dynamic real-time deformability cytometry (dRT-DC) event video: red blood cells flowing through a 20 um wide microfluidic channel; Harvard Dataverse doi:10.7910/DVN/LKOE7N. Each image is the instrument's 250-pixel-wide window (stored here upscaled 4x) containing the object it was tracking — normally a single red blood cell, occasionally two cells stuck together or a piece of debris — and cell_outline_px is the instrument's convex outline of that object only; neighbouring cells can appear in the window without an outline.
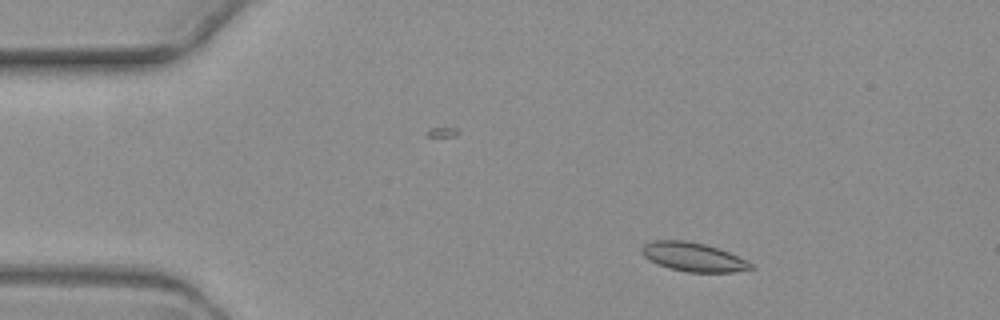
{"species": "common noctule bat (a hibernating species)", "species_latin": "Nyctalus noctula", "temperature_condition": "warm", "stored_images_in_passage": 6, "camera_frame_rate_fps": 3000, "um_per_image_px": 0.085, "animal": {"sex": "female", "body_mass_g": 19.3, "forearm_length_mm": 54.1}, "frame": {"image": 1, "passage_image": 2, "time_ms": 1.333, "image_size_px": [1000, 320], "cell_outline_px": [[756, 268], [732, 272], [688, 272], [668, 268], [648, 260], [640, 252], [640, 248], [644, 244], [652, 240], [688, 240], [704, 244], [728, 252], [752, 264]], "centroid_in_image_um": [58.86, 21.84], "position_along_channel_um": 26.1, "area_um2": 18.32}}
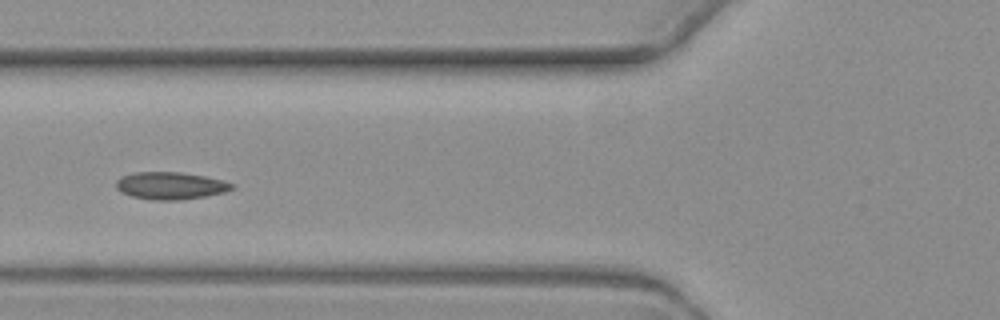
{"frame": {"image": 2, "passage_image": 5, "time_ms": 5.667, "image_size_px": [1000, 320], "cell_outline_px": [[236, 188], [224, 192], [204, 196], [180, 200], [152, 200], [132, 196], [120, 192], [116, 188], [116, 180], [120, 176], [132, 172], [180, 172], [204, 176], [236, 184]], "centroid_in_image_um": [14.46, 15.78], "position_along_channel_um": 111.3, "area_um2": 18.55}}
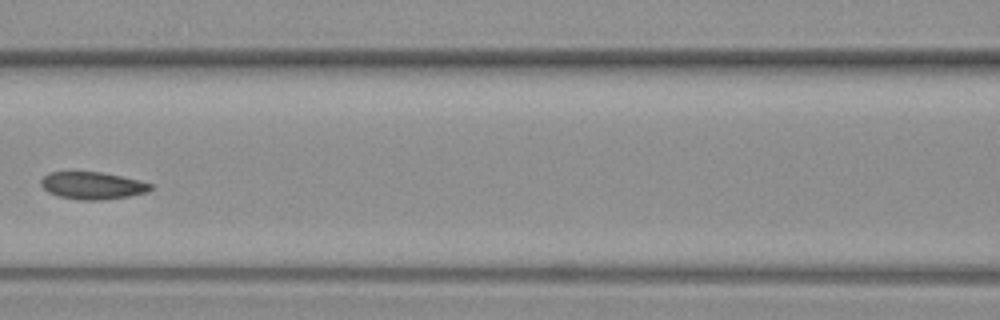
{"frame": {"image": 3, "passage_image": 6, "time_ms": 7.0, "image_size_px": [1000, 320], "cell_outline_px": [[152, 188], [148, 192], [128, 196], [100, 200], [80, 200], [60, 196], [48, 192], [40, 184], [40, 180], [48, 172], [100, 172], [120, 176], [152, 184]], "centroid_in_image_um": [7.83, 15.77], "position_along_channel_um": 158.8, "area_um2": 17.22}}